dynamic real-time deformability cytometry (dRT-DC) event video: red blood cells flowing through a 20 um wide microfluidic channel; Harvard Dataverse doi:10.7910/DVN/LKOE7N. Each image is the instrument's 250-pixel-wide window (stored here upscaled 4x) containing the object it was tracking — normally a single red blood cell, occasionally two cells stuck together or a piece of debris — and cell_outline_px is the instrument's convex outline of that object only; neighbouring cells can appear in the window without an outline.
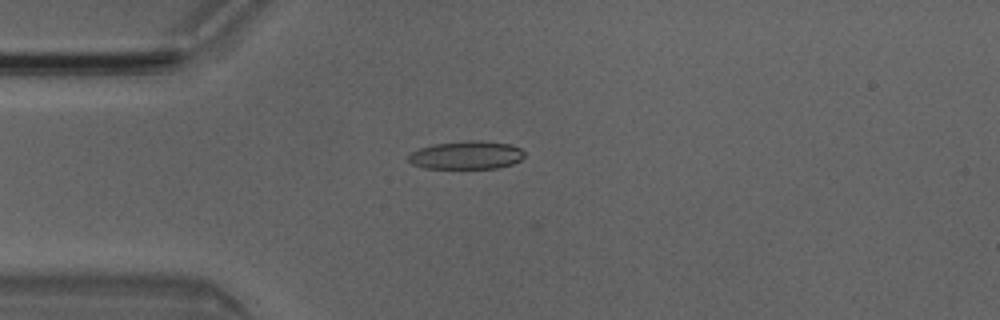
{"species": "Egyptian fruit bat (a non-hibernating species)", "species_latin": "Rousettus aegyptiacus", "temperature_condition": "room temperature", "stored_images_in_passage": 6, "camera_frame_rate_fps": 3000, "um_per_image_px": 0.085, "animal": {"sex": "male"}, "frame": {"image": 1, "passage_image": 5, "time_ms": 1.333, "image_size_px": [1000, 320], "cell_outline_px": [[524, 156], [520, 160], [512, 164], [496, 168], [424, 168], [412, 164], [408, 160], [408, 156], [412, 152], [420, 148], [432, 144], [472, 140], [480, 140], [508, 144], [520, 148], [524, 152]], "centroid_in_image_um": [39.63, 13.18], "position_along_channel_um": 45.4, "area_um2": 18.96}}